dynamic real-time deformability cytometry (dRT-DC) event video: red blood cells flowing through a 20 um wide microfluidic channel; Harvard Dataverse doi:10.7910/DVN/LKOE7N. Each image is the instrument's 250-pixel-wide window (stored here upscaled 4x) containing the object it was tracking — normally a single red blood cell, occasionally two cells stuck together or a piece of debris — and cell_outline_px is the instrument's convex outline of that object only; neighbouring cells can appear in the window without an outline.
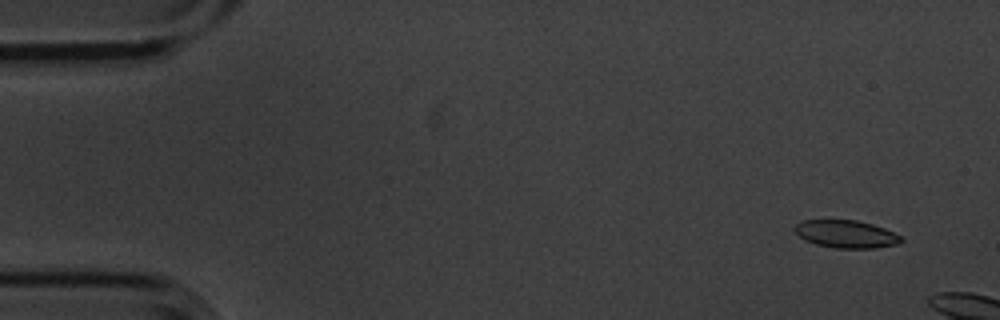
{"species": "common noctule bat (a hibernating species)", "species_latin": "Nyctalus noctula", "temperature_condition": "cold", "stored_images_in_passage": 4, "camera_frame_rate_fps": 3000, "um_per_image_px": 0.085, "animal": {"sex": "male", "body_mass_g": 20.1, "forearm_length_mm": 53.5}, "frame": {"image": 1, "passage_image": 2, "time_ms": 0.333, "image_size_px": [1000, 320], "cell_outline_px": [[904, 240], [896, 244], [876, 248], [836, 248], [816, 244], [804, 240], [792, 228], [800, 220], [856, 220], [872, 224], [884, 228], [900, 236]], "centroid_in_image_um": [71.88, 19.89], "position_along_channel_um": 13.1, "area_um2": 17.11}}